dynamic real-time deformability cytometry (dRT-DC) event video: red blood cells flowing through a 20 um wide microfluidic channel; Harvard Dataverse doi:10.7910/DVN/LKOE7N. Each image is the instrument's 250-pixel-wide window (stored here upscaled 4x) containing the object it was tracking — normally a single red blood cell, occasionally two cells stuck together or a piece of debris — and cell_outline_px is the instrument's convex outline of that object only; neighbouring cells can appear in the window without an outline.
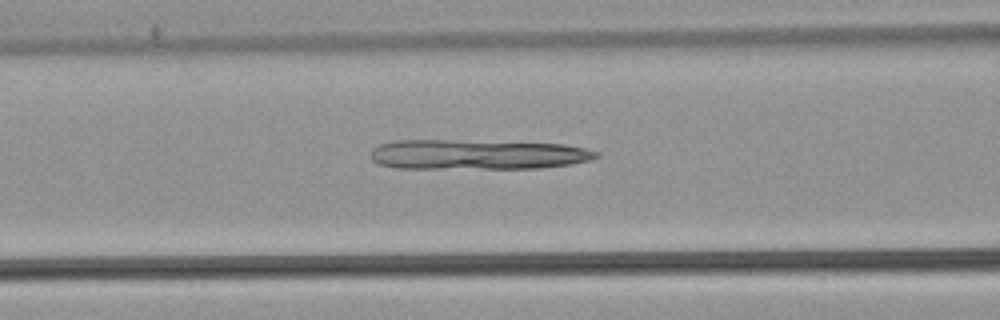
{"species": "common noctule bat (a hibernating species)", "species_latin": "Nyctalus noctula", "temperature_condition": "warm", "stored_images_in_passage": 22, "camera_frame_rate_fps": 3000, "um_per_image_px": 0.085, "animal": {"sex": "male", "body_mass_g": 21.5, "forearm_length_mm": 52.0}, "frame": {"image": 1, "passage_image": 22, "time_ms": 7.0, "image_size_px": [1000, 320], "cell_outline_px": [[600, 156], [592, 160], [572, 164], [540, 168], [392, 168], [380, 164], [372, 160], [372, 148], [380, 144], [392, 140], [448, 140], [564, 144], [584, 148], [600, 152]], "centroid_in_image_um": [40.58, 13.13], "position_along_channel_um": 126.0, "area_um2": 39.48}}